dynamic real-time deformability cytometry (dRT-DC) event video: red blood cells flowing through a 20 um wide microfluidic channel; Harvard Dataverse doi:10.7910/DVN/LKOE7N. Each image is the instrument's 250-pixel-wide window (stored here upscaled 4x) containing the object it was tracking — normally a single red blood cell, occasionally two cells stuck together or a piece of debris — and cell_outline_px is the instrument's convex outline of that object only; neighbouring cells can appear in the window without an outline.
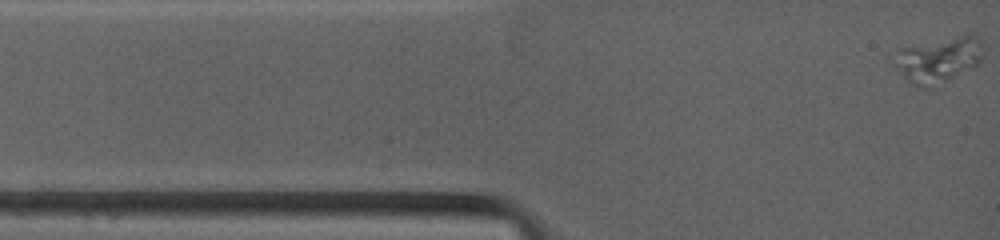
{"species": "common noctule bat (a hibernating species)", "species_latin": "Nyctalus noctula", "temperature_condition": "warm", "stored_images_in_passage": 102, "camera_frame_rate_fps": 4500, "um_per_image_px": 0.085, "animal": {"sex": "female", "body_mass_g": 19.0, "forearm_length_mm": 53.3}, "frame": {"image": 1, "passage_image": 1, "time_ms": 0.0, "image_size_px": [1000, 240], "cell_outline_px": [[984, 40], [980, 60], [976, 64], [948, 80], [932, 88], [916, 88], [892, 64], [888, 56], [888, 52], [896, 48], [976, 32]], "centroid_in_image_um": [79.67, 5.04], "position_along_channel_um": 5.3, "area_um2": 24.51}}
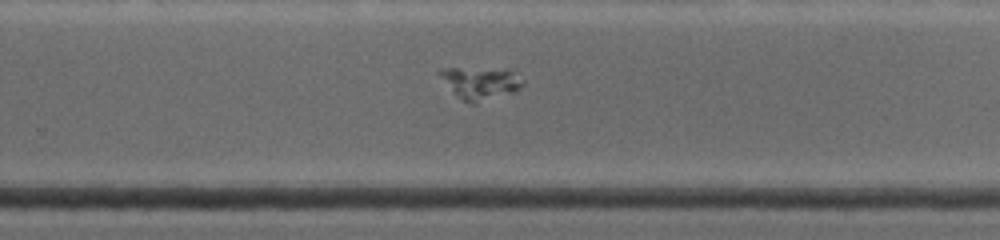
{"frame": {"image": 2, "passage_image": 45, "time_ms": 8.667, "image_size_px": [1000, 240], "cell_outline_px": [[524, 84], [516, 92], [476, 104], [468, 104], [456, 96], [436, 72], [440, 68], [456, 68], [512, 72], [524, 80]], "centroid_in_image_um": [40.79, 7.12], "position_along_channel_um": 289.0, "area_um2": 15.43}}
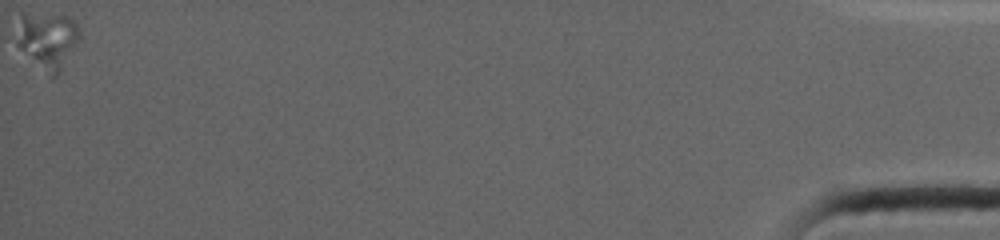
{"frame": {"image": 3, "passage_image": 102, "time_ms": 16.889, "image_size_px": [1000, 240], "cell_outline_px": [[80, 32], [76, 40], [56, 76], [52, 80], [16, 44], [20, 12], [52, 12], [68, 16], [80, 28]], "centroid_in_image_um": [3.98, 3.32], "position_along_channel_um": 431.2, "area_um2": 20.69}}